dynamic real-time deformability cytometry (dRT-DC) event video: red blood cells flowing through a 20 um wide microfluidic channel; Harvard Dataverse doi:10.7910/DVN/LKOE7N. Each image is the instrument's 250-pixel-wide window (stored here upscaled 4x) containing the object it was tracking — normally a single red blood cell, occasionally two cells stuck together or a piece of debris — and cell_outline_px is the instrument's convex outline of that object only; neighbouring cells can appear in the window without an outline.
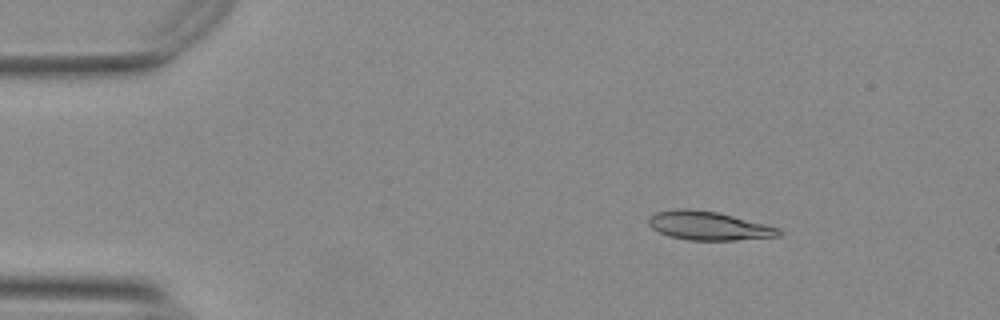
{"species": "Egyptian fruit bat (a non-hibernating species)", "species_latin": "Rousettus aegyptiacus", "temperature_condition": "warm", "stored_images_in_passage": 54, "segment_of_instrument_passage": [1, 2], "camera_frame_rate_fps": 3000, "um_per_image_px": 0.085, "animal": {"sex": "female"}, "frame": {"image": 1, "passage_image": 7, "time_ms": 2.0, "image_size_px": [1000, 320], "cell_outline_px": [[784, 232], [780, 236], [736, 240], [688, 240], [668, 236], [652, 228], [648, 224], [648, 216], [656, 212], [676, 208], [688, 208], [716, 212], [780, 228]], "centroid_in_image_um": [60.2, 19.19], "position_along_channel_um": 24.8, "area_um2": 21.79}}
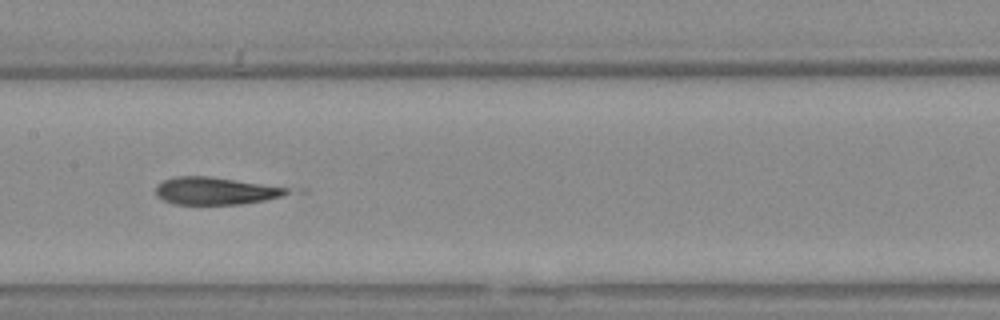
{"frame": {"image": 2, "passage_image": 26, "time_ms": 8.333, "image_size_px": [1000, 320], "cell_outline_px": [[288, 192], [280, 196], [264, 200], [240, 204], [172, 204], [156, 196], [156, 184], [164, 180], [176, 176], [208, 176], [288, 188]], "centroid_in_image_um": [18.21, 16.23], "position_along_channel_um": 189.2, "area_um2": 20.63}}
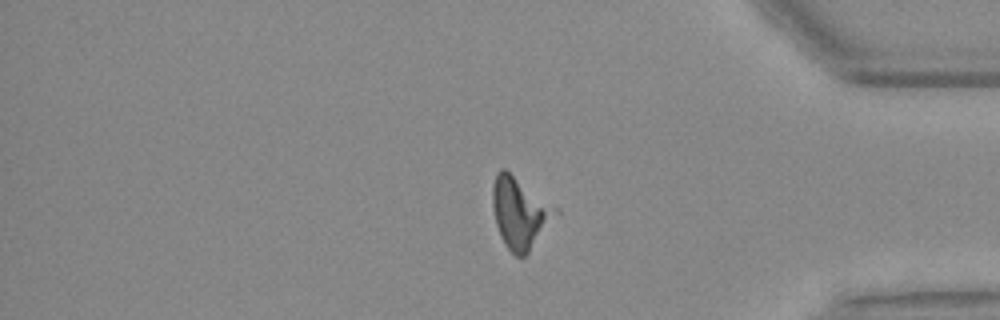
{"frame": {"image": 3, "passage_image": 44, "time_ms": 14.333, "image_size_px": [1000, 320], "cell_outline_px": [[560, 212], [528, 252], [524, 256], [516, 256], [508, 248], [500, 236], [496, 224], [492, 208], [492, 184], [496, 172], [500, 168], [504, 168], [556, 208]], "centroid_in_image_um": [44.15, 18.08], "position_along_channel_um": 391.0, "area_um2": 25.61}}